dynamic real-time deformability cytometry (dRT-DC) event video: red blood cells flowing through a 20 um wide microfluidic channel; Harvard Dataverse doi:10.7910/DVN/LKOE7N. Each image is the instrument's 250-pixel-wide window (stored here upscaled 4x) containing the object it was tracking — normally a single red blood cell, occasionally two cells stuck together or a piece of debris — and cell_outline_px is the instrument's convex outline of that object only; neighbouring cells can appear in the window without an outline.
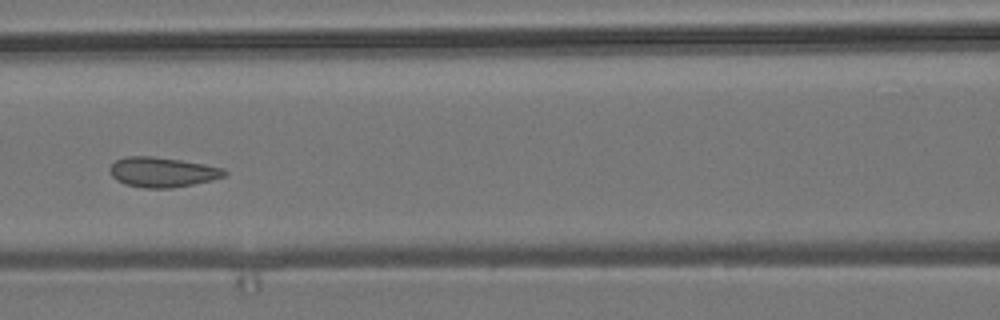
{"species": "common noctule bat (a hibernating species)", "species_latin": "Nyctalus noctula", "temperature_condition": "room temperature", "stored_images_in_passage": 6, "camera_frame_rate_fps": 3000, "um_per_image_px": 0.085, "animal": {"sex": "male", "body_mass_g": 19.2, "forearm_length_mm": 51.8}, "frame": {"image": 1, "passage_image": 6, "time_ms": 6.667, "image_size_px": [1000, 320], "cell_outline_px": [[228, 172], [224, 176], [212, 180], [172, 188], [144, 188], [124, 184], [116, 180], [112, 176], [108, 168], [116, 160], [124, 156], [152, 156], [180, 160], [204, 164], [224, 168]], "centroid_in_image_um": [13.78, 14.63], "position_along_channel_um": 152.8, "area_um2": 20.06}}